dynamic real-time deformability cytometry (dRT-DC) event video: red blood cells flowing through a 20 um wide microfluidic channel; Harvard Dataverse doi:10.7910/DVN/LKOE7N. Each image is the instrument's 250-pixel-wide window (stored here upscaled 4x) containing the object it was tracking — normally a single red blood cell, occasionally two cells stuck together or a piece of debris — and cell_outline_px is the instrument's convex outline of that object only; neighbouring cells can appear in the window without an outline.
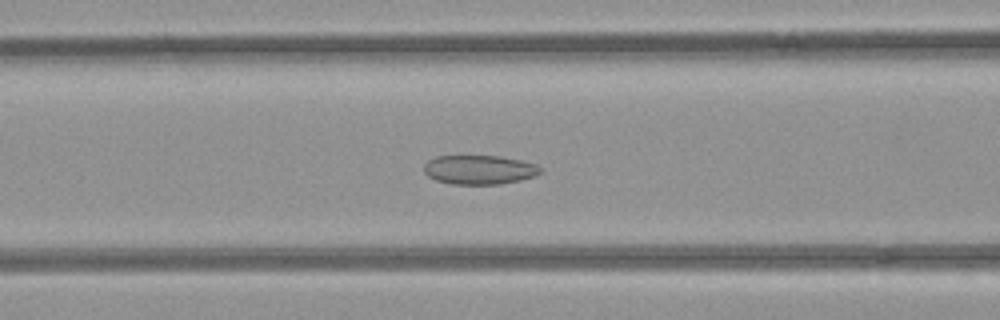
{"species": "common noctule bat (a hibernating species)", "species_latin": "Nyctalus noctula", "temperature_condition": "room temperature", "stored_images_in_passage": 39, "camera_frame_rate_fps": 3000, "um_per_image_px": 0.085, "animal": {"sex": "female", "body_mass_g": 21.9}, "frame": {"image": 1, "passage_image": 8, "time_ms": 2.333, "image_size_px": [1000, 320], "cell_outline_px": [[540, 172], [536, 176], [520, 180], [500, 184], [452, 184], [436, 180], [428, 176], [424, 172], [424, 164], [428, 160], [436, 156], [500, 156], [520, 160], [536, 164], [540, 168]], "centroid_in_image_um": [40.73, 14.42], "position_along_channel_um": 125.9, "area_um2": 19.77}}
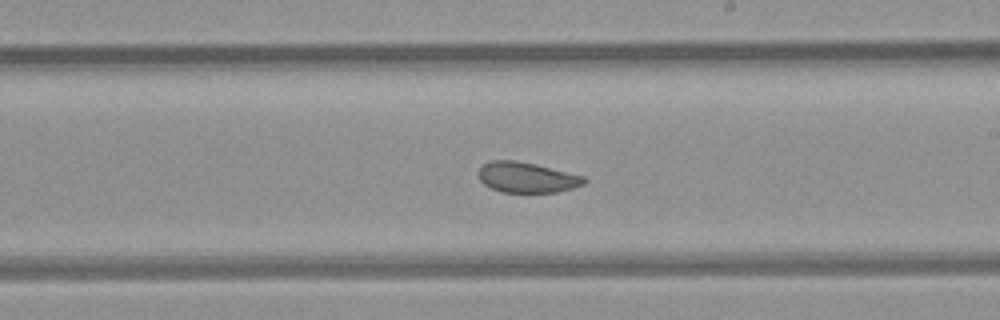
{"frame": {"image": 2, "passage_image": 17, "time_ms": 5.333, "image_size_px": [1000, 320], "cell_outline_px": [[588, 180], [584, 184], [572, 188], [556, 192], [504, 192], [492, 188], [484, 184], [480, 180], [480, 168], [484, 164], [492, 160], [516, 160], [536, 164], [584, 176]], "centroid_in_image_um": [44.81, 15.07], "position_along_channel_um": 244.2, "area_um2": 18.55}}
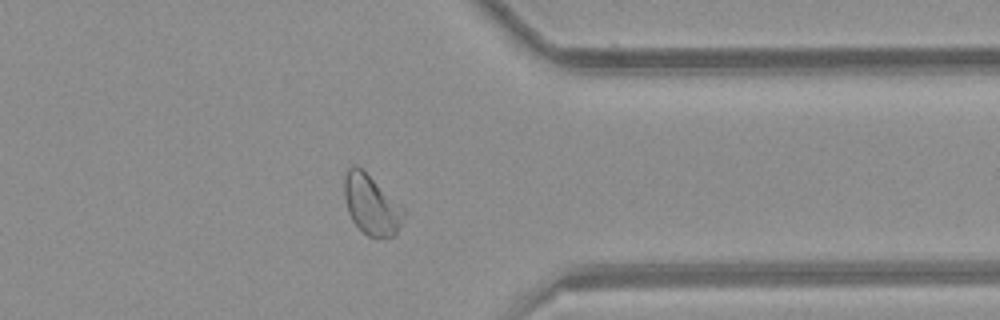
{"frame": {"image": 3, "passage_image": 28, "time_ms": 9.0, "image_size_px": [1000, 320], "cell_outline_px": [[404, 212], [400, 228], [392, 236], [368, 236], [352, 220], [348, 212], [344, 196], [344, 172], [352, 164], [356, 164], [404, 208]], "centroid_in_image_um": [31.52, 17.37], "position_along_channel_um": 379.9, "area_um2": 20.23}, "authors_computed_cell_mechanics": {"area_um2": 20.23, "velocity_mm_per_s": 3.9455, "shape_relaxation_time_tau1_ms": null, "shape_relaxation_time_tau2_ms": 1.7621, "deformation_change_tau1": null, "deformation_change_tau2": 0.0656}}